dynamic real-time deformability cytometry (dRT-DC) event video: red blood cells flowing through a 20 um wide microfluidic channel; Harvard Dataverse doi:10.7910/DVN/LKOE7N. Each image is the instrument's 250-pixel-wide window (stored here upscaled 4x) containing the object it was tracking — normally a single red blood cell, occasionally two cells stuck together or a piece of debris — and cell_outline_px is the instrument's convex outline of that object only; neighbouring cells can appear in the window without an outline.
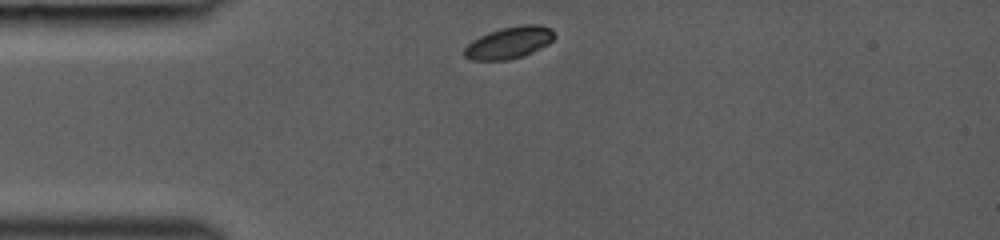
{"species": "common noctule bat (a hibernating species)", "species_latin": "Nyctalus noctula", "temperature_condition": "room temperature", "stored_images_in_passage": 30, "camera_frame_rate_fps": 3000, "um_per_image_px": 0.085, "animal": {"sex": "female", "body_mass_g": 19.0, "forearm_length_mm": 53.3}, "frame": {"image": 1, "passage_image": 1, "time_ms": 0.0, "image_size_px": [1000, 240], "cell_outline_px": [[556, 36], [548, 44], [520, 56], [508, 60], [472, 60], [464, 56], [464, 48], [472, 40], [488, 32], [500, 28], [520, 24], [540, 24], [552, 28]], "centroid_in_image_um": [43.28, 3.6], "position_along_channel_um": 41.7, "area_um2": 16.7}}
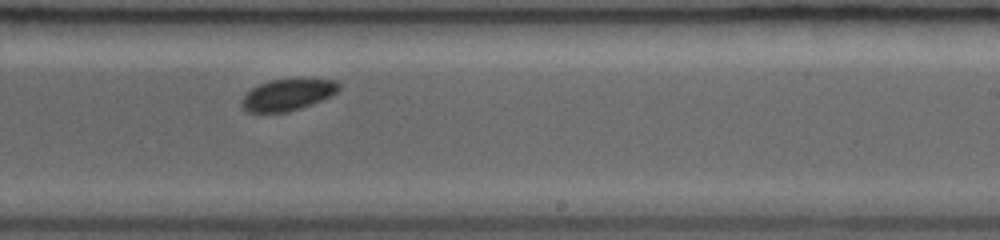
{"frame": {"image": 2, "passage_image": 18, "time_ms": 5.667, "image_size_px": [1000, 240], "cell_outline_px": [[340, 88], [332, 96], [312, 104], [288, 112], [248, 112], [240, 104], [240, 100], [252, 88], [260, 84], [272, 80], [312, 76], [336, 80], [340, 84]], "centroid_in_image_um": [24.53, 8.0], "position_along_channel_um": 264.5, "area_um2": 18.44}}
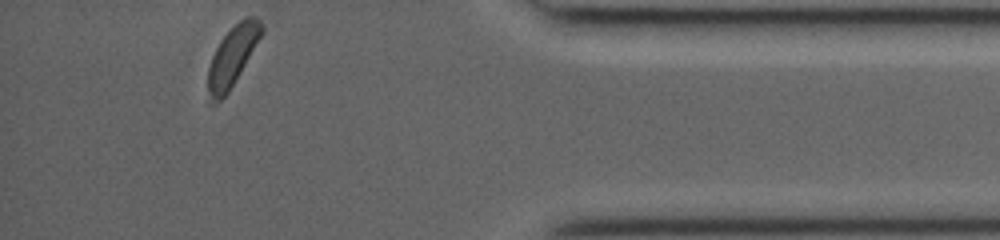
{"frame": {"image": 3, "passage_image": 30, "time_ms": 9.667, "image_size_px": [1000, 240], "cell_outline_px": [[264, 32], [228, 92], [212, 108], [208, 104], [208, 68], [212, 56], [220, 40], [240, 20], [248, 16], [252, 16], [260, 20], [264, 28]], "centroid_in_image_um": [19.73, 4.84], "position_along_channel_um": 415.5, "area_um2": 18.61}}